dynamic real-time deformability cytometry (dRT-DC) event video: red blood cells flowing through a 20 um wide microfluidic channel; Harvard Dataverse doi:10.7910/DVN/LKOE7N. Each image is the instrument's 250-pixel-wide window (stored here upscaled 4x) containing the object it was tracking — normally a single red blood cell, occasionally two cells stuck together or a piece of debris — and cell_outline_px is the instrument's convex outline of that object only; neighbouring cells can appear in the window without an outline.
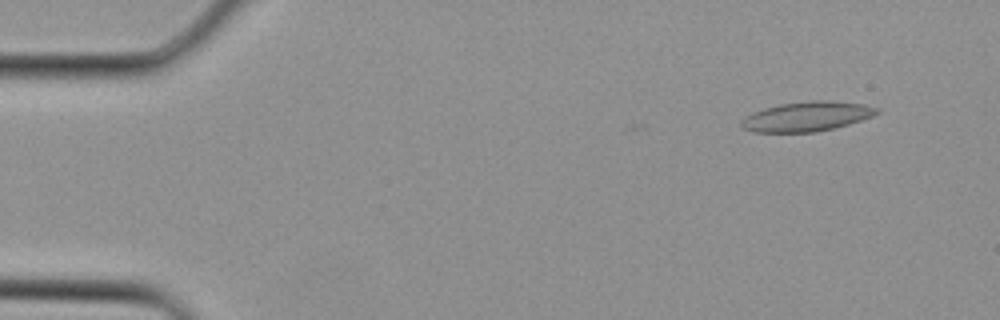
{"species": "Egyptian fruit bat (a non-hibernating species)", "species_latin": "Rousettus aegyptiacus", "temperature_condition": "cold", "stored_images_in_passage": 3, "camera_frame_rate_fps": 3000, "um_per_image_px": 0.085, "animal": {"sex": "female"}, "frame": {"image": 1, "passage_image": 1, "time_ms": 0.0, "image_size_px": [1000, 320], "cell_outline_px": [[880, 112], [872, 116], [848, 124], [816, 132], [752, 132], [740, 128], [740, 120], [744, 116], [752, 112], [764, 108], [780, 104], [812, 100], [824, 100], [864, 104], [880, 108]], "centroid_in_image_um": [68.53, 9.9], "position_along_channel_um": 16.5, "area_um2": 23.52}}
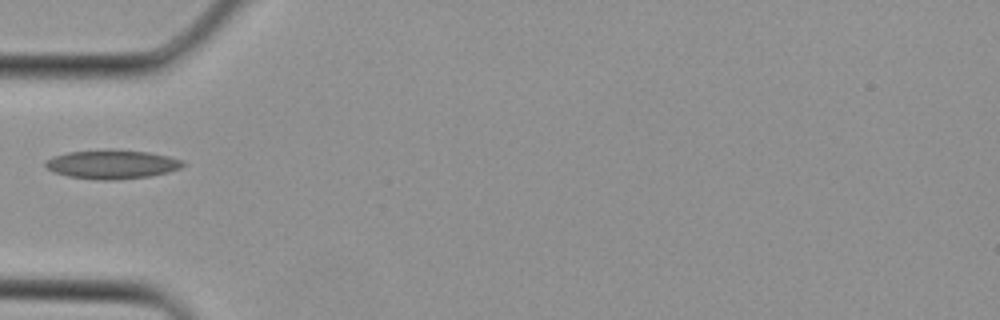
{"frame": {"image": 2, "passage_image": 3, "time_ms": 0.667, "image_size_px": [1000, 320], "cell_outline_px": [[188, 164], [180, 168], [168, 172], [148, 176], [116, 180], [92, 180], [68, 176], [52, 172], [44, 164], [44, 160], [52, 156], [68, 152], [112, 148], [148, 152], [168, 156], [184, 160]], "centroid_in_image_um": [9.51, 13.95], "position_along_channel_um": 75.5, "area_um2": 23.7}}